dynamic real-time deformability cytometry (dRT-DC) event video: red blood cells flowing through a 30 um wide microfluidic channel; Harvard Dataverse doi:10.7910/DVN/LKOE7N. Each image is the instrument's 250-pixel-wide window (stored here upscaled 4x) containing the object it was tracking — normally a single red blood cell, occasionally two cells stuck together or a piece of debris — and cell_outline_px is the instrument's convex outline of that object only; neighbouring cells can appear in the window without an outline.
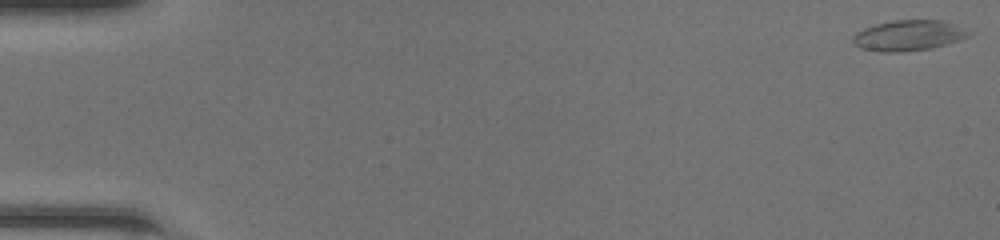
{"species": "common noctule bat (a hibernating species)", "species_latin": "Nyctalus noctula", "temperature_condition": "room temperature", "stored_images_in_passage": 49, "camera_frame_rate_fps": 3000, "um_per_image_px": 0.085, "animal": {"sex": "female", "body_mass_g": 20.0, "forearm_length_mm": 54.0}, "frame": {"image": 1, "passage_image": 1, "time_ms": 0.0, "image_size_px": [1000, 240], "cell_outline_px": [[976, 32], [960, 40], [932, 48], [900, 52], [884, 52], [860, 48], [852, 40], [852, 36], [856, 32], [864, 28], [876, 24], [892, 20], [944, 20], [956, 24]], "centroid_in_image_um": [77.29, 3.0], "position_along_channel_um": 7.7, "area_um2": 20.87}}
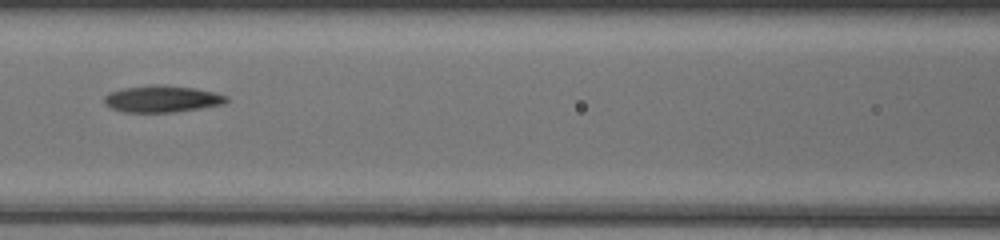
{"frame": {"image": 2, "passage_image": 23, "time_ms": 7.333, "image_size_px": [1000, 240], "cell_outline_px": [[228, 100], [224, 104], [176, 112], [124, 112], [112, 108], [104, 104], [104, 96], [108, 92], [120, 88], [152, 84], [156, 84], [196, 88], [228, 96]], "centroid_in_image_um": [13.73, 8.4], "position_along_channel_um": 152.9, "area_um2": 19.19}}
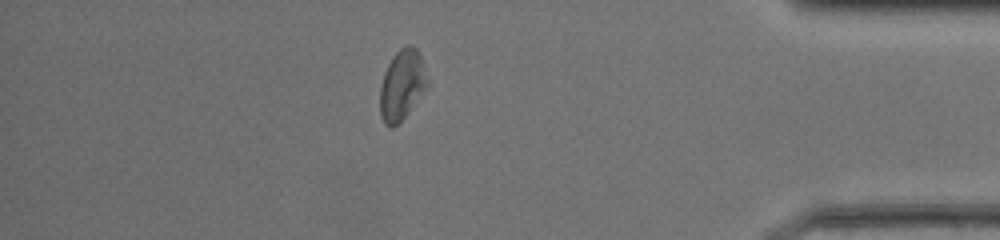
{"frame": {"image": 3, "passage_image": 43, "time_ms": 14.0, "image_size_px": [1000, 240], "cell_outline_px": [[432, 80], [408, 112], [392, 128], [388, 128], [384, 124], [380, 116], [380, 88], [384, 72], [392, 56], [400, 48], [408, 44], [412, 44], [420, 52]], "centroid_in_image_um": [34.21, 7.17], "position_along_channel_um": 401.0, "area_um2": 19.88}, "authors_computed_cell_mechanics": {"area_um2": 19.4208, "velocity_mm_per_s": 4.2789, "shape_relaxation_time_tau1_ms": 7.894, "shape_relaxation_time_tau2_ms": 5.227, "deformation_change_tau1": 0.2113, "deformation_change_tau2": 0.1574}}